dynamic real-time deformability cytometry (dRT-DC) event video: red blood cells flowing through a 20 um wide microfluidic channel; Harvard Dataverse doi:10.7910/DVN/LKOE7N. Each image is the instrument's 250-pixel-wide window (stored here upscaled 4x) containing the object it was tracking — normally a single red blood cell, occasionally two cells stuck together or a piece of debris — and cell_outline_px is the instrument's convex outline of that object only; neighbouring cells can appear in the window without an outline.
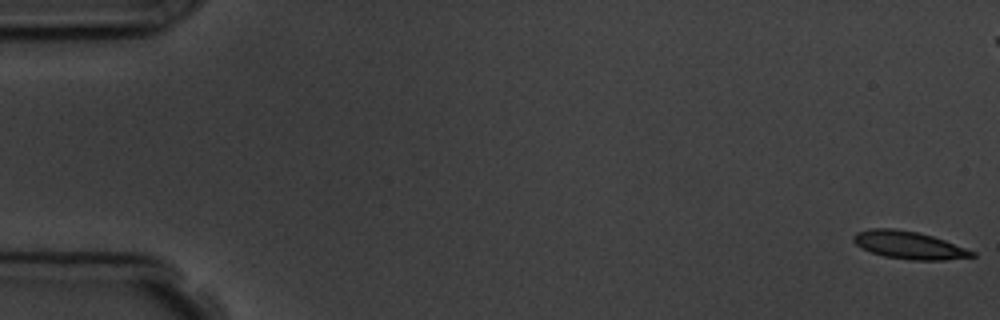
{"species": "common noctule bat (a hibernating species)", "species_latin": "Nyctalus noctula", "temperature_condition": "room temperature", "stored_images_in_passage": 3, "camera_frame_rate_fps": 3000, "um_per_image_px": 0.085, "animal": {"sex": "male", "body_mass_g": 19.5, "forearm_length_mm": 54.6}, "frame": {"image": 1, "passage_image": 1, "time_ms": 0.0, "image_size_px": [1000, 320], "cell_outline_px": [[976, 256], [944, 260], [912, 260], [884, 256], [860, 248], [852, 240], [852, 236], [856, 232], [872, 228], [892, 228], [920, 232], [944, 240], [976, 252]], "centroid_in_image_um": [77.23, 20.83], "position_along_channel_um": 7.8, "area_um2": 19.13}}